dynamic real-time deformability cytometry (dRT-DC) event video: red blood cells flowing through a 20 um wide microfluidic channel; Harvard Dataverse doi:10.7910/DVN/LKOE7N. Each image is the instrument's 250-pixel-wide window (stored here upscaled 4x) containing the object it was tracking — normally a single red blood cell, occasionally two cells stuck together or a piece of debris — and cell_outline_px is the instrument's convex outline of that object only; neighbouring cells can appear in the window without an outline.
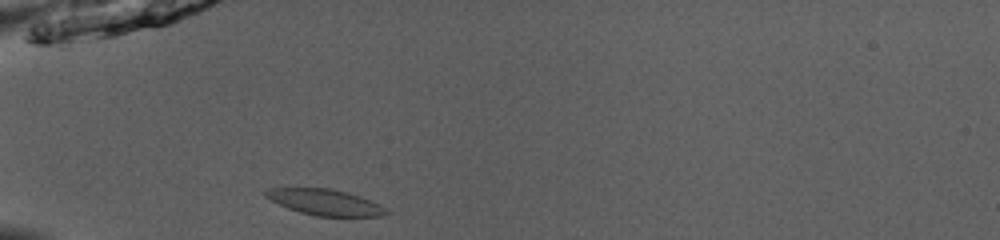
{"species": "common noctule bat (a hibernating species)", "species_latin": "Nyctalus noctula", "temperature_condition": "room temperature", "stored_images_in_passage": 35, "camera_frame_rate_fps": 3000, "um_per_image_px": 0.085, "animal": {"sex": "male", "body_mass_g": 13.0, "forearm_length_mm": 53.1}, "frame": {"image": 1, "passage_image": 1, "time_ms": 0.0, "image_size_px": [1000, 240], "cell_outline_px": [[388, 212], [384, 216], [316, 216], [300, 212], [288, 208], [264, 196], [264, 192], [268, 188], [328, 188], [348, 192], [360, 196], [380, 204]], "centroid_in_image_um": [27.63, 17.18], "position_along_channel_um": 57.4, "area_um2": 18.09}}
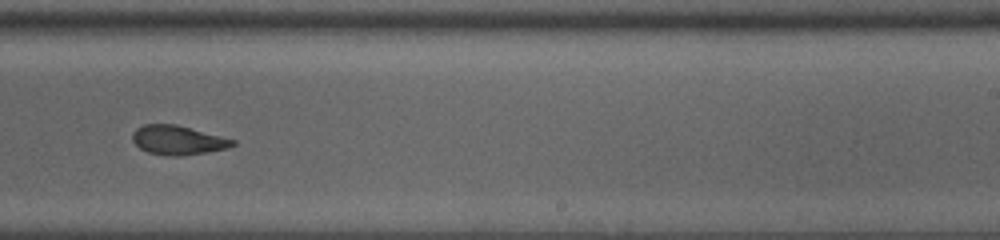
{"frame": {"image": 2, "passage_image": 18, "time_ms": 5.667, "image_size_px": [1000, 240], "cell_outline_px": [[236, 144], [228, 148], [208, 152], [180, 156], [168, 156], [148, 152], [140, 148], [132, 140], [132, 132], [136, 128], [144, 124], [176, 124], [236, 140]], "centroid_in_image_um": [15.12, 11.91], "position_along_channel_um": 273.9, "area_um2": 17.11}}
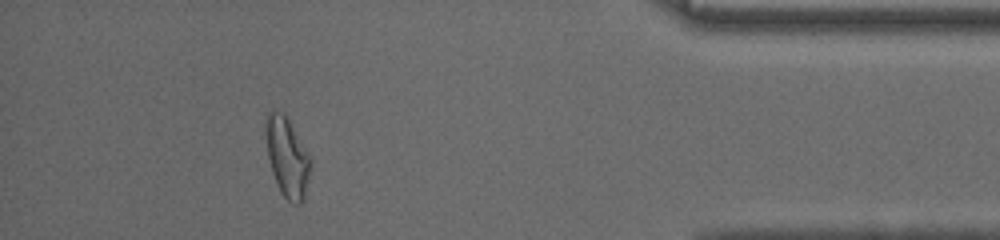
{"frame": {"image": 3, "passage_image": 31, "time_ms": 10.0, "image_size_px": [1000, 240], "cell_outline_px": [[312, 164], [304, 200], [300, 204], [292, 204], [280, 192], [272, 172], [268, 156], [264, 132], [264, 120], [268, 112], [272, 108], [284, 112], [288, 116], [312, 156]], "centroid_in_image_um": [24.42, 13.28], "position_along_channel_um": 410.8, "area_um2": 21.79}, "authors_computed_cell_mechanics": {"area_um2": 17.9758, "velocity_mm_per_s": 3.9987, "shape_relaxation_time_tau1_ms": 6.5189, "shape_relaxation_time_tau2_ms": 2.6144, "deformation_change_tau1": 0.2002, "deformation_change_tau2": 0.0914}}